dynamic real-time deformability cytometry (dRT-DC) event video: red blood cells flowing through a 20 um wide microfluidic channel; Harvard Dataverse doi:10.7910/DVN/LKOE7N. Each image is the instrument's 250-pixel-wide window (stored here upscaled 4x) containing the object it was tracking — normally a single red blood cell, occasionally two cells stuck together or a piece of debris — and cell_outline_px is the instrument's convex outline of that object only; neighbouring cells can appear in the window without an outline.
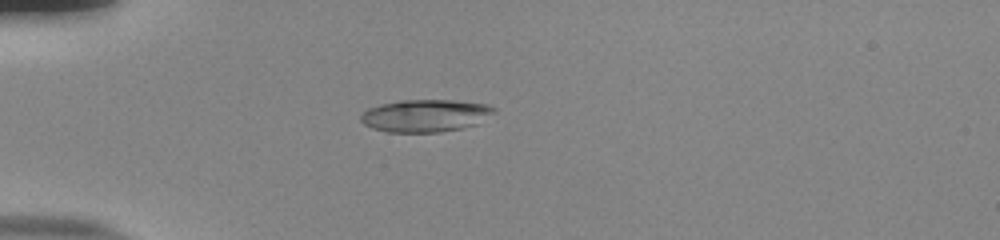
{"species": "human", "species_latin": "Homo sapiens", "temperature_condition": "room temperature", "stored_images_in_passage": 42, "camera_frame_rate_fps": 3000, "um_per_image_px": 0.085, "donor": {"sex": "male"}, "frame": {"image": 1, "passage_image": 4, "time_ms": 1.0, "image_size_px": [1000, 240], "cell_outline_px": [[496, 112], [476, 124], [464, 128], [440, 132], [388, 132], [372, 128], [364, 124], [360, 120], [360, 116], [368, 108], [380, 104], [400, 100], [452, 100], [484, 104], [496, 108]], "centroid_in_image_um": [36.15, 9.83], "position_along_channel_um": 48.9, "area_um2": 25.2}}
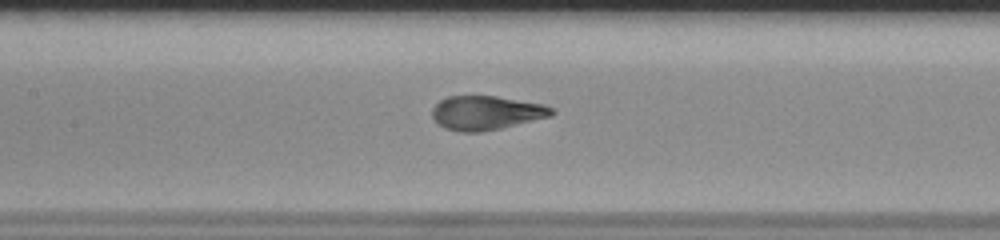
{"frame": {"image": 2, "passage_image": 15, "time_ms": 4.667, "image_size_px": [1000, 240], "cell_outline_px": [[556, 112], [552, 116], [500, 128], [480, 132], [460, 132], [444, 128], [432, 116], [432, 108], [440, 100], [448, 96], [496, 96], [544, 104], [552, 108]], "centroid_in_image_um": [41.34, 9.58], "position_along_channel_um": 166.1, "area_um2": 23.64}}
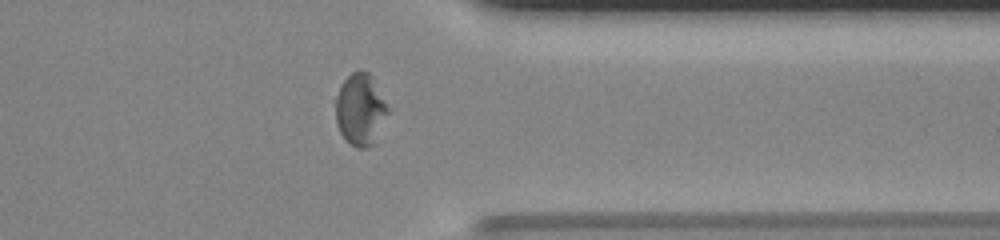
{"frame": {"image": 3, "passage_image": 32, "time_ms": 10.333, "image_size_px": [1000, 240], "cell_outline_px": [[388, 112], [372, 144], [368, 148], [356, 148], [340, 132], [336, 124], [336, 96], [344, 80], [352, 72], [360, 68], [368, 72], [372, 76], [388, 108]], "centroid_in_image_um": [30.61, 9.27], "position_along_channel_um": 380.8, "area_um2": 21.39}, "authors_computed_cell_mechanics": {"area_um2": 23.409, "velocity_mm_per_s": 3.8408, "shape_relaxation_time_tau1_ms": 4.8758, "shape_relaxation_time_tau2_ms": null, "deformation_change_tau1": 0.3076, "deformation_change_tau2": null}}